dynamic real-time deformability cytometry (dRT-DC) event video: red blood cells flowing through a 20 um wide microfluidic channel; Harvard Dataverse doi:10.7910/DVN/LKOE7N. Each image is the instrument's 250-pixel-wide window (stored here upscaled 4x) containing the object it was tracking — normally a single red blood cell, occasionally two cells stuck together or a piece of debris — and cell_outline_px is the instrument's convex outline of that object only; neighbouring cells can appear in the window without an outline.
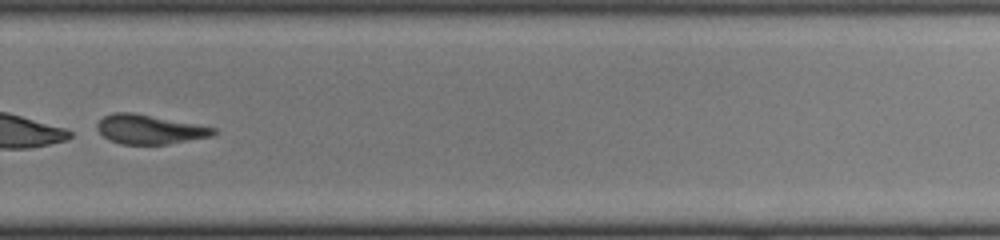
{"species": "common noctule bat (a hibernating species)", "species_latin": "Nyctalus noctula", "temperature_condition": "cold", "stored_images_in_passage": 34, "camera_frame_rate_fps": 3000, "um_per_image_px": 0.085, "animal": {"sex": "female", "body_mass_g": 22.0, "forearm_length_mm": 56.7}, "frame": {"image": 1, "passage_image": 21, "time_ms": 6.667, "image_size_px": [1000, 240], "cell_outline_px": [[220, 132], [212, 136], [168, 144], [120, 144], [108, 140], [96, 128], [96, 124], [104, 116], [116, 112], [132, 112], [216, 128]], "centroid_in_image_um": [12.71, 11.0], "position_along_channel_um": 317.1, "area_um2": 19.77}}